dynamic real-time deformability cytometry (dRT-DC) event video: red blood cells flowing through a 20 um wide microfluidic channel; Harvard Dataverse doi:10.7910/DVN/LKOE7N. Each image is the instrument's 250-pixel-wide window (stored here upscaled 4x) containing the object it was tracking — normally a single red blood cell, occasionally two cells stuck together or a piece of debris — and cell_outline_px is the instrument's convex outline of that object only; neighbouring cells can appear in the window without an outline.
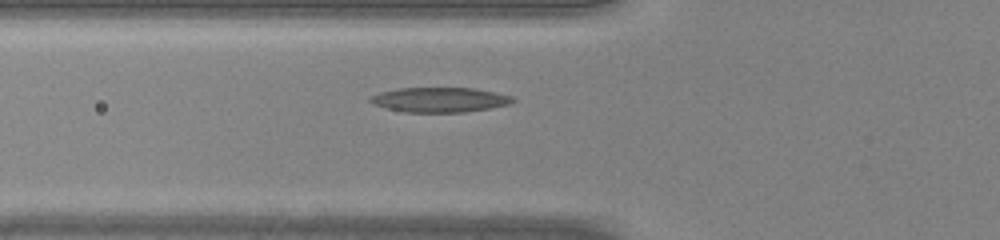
{"species": "common noctule bat (a hibernating species)", "species_latin": "Nyctalus noctula", "temperature_condition": "warm", "stored_images_in_passage": 29, "camera_frame_rate_fps": 3000, "um_per_image_px": 0.085, "animal": {"sex": "male", "body_mass_g": 20.0, "forearm_length_mm": 53.3}, "frame": {"image": 1, "passage_image": 2, "time_ms": 0.333, "image_size_px": [1000, 240], "cell_outline_px": [[516, 100], [508, 104], [488, 108], [464, 112], [404, 112], [372, 104], [368, 100], [372, 96], [380, 92], [400, 88], [476, 88], [512, 96]], "centroid_in_image_um": [37.37, 8.47], "position_along_channel_um": 88.4, "area_um2": 20.4}}
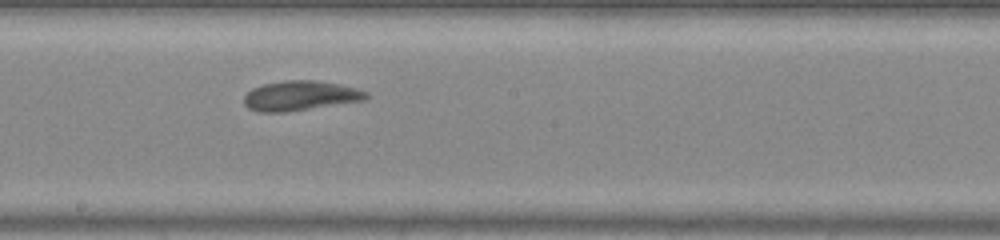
{"frame": {"image": 2, "passage_image": 11, "time_ms": 3.333, "image_size_px": [1000, 240], "cell_outline_px": [[368, 96], [364, 100], [284, 112], [260, 112], [248, 108], [244, 104], [244, 96], [252, 88], [264, 84], [284, 80], [312, 80], [336, 84], [356, 88], [368, 92]], "centroid_in_image_um": [25.48, 8.13], "position_along_channel_um": 222.7, "area_um2": 20.87}}
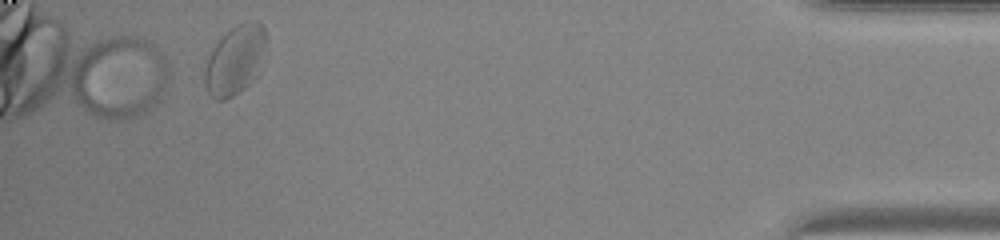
{"frame": {"image": 3, "passage_image": 28, "time_ms": 9.0, "image_size_px": [1000, 240], "cell_outline_px": [[264, 40], [252, 80], [244, 88], [232, 96], [224, 100], [216, 100], [208, 92], [204, 84], [200, 68], [216, 44], [232, 28], [248, 20], [256, 20], [264, 28]], "centroid_in_image_um": [19.84, 5.14], "position_along_channel_um": 415.4, "area_um2": 23.81}}